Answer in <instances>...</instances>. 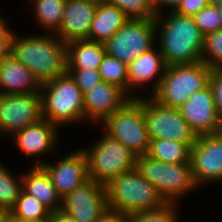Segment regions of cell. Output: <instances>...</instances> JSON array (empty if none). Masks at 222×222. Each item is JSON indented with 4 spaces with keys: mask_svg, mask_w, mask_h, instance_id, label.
I'll return each instance as SVG.
<instances>
[{
    "mask_svg": "<svg viewBox=\"0 0 222 222\" xmlns=\"http://www.w3.org/2000/svg\"><path fill=\"white\" fill-rule=\"evenodd\" d=\"M155 23L156 31L160 33L156 35L160 42L157 49H160L166 66L202 61L204 35L194 17L171 11L166 17L157 15Z\"/></svg>",
    "mask_w": 222,
    "mask_h": 222,
    "instance_id": "obj_1",
    "label": "cell"
},
{
    "mask_svg": "<svg viewBox=\"0 0 222 222\" xmlns=\"http://www.w3.org/2000/svg\"><path fill=\"white\" fill-rule=\"evenodd\" d=\"M11 53L42 84L67 72L66 43L56 34L13 36Z\"/></svg>",
    "mask_w": 222,
    "mask_h": 222,
    "instance_id": "obj_2",
    "label": "cell"
},
{
    "mask_svg": "<svg viewBox=\"0 0 222 222\" xmlns=\"http://www.w3.org/2000/svg\"><path fill=\"white\" fill-rule=\"evenodd\" d=\"M105 189L108 207L127 214L156 210L167 204L137 167L110 180Z\"/></svg>",
    "mask_w": 222,
    "mask_h": 222,
    "instance_id": "obj_3",
    "label": "cell"
},
{
    "mask_svg": "<svg viewBox=\"0 0 222 222\" xmlns=\"http://www.w3.org/2000/svg\"><path fill=\"white\" fill-rule=\"evenodd\" d=\"M42 116L57 125L84 121L83 93L69 73L41 84Z\"/></svg>",
    "mask_w": 222,
    "mask_h": 222,
    "instance_id": "obj_4",
    "label": "cell"
},
{
    "mask_svg": "<svg viewBox=\"0 0 222 222\" xmlns=\"http://www.w3.org/2000/svg\"><path fill=\"white\" fill-rule=\"evenodd\" d=\"M211 70L203 61L166 66L157 90L150 96L164 106L179 108L208 85Z\"/></svg>",
    "mask_w": 222,
    "mask_h": 222,
    "instance_id": "obj_5",
    "label": "cell"
},
{
    "mask_svg": "<svg viewBox=\"0 0 222 222\" xmlns=\"http://www.w3.org/2000/svg\"><path fill=\"white\" fill-rule=\"evenodd\" d=\"M82 151L86 156L89 178L103 185L136 168L137 156L106 132L93 147Z\"/></svg>",
    "mask_w": 222,
    "mask_h": 222,
    "instance_id": "obj_6",
    "label": "cell"
},
{
    "mask_svg": "<svg viewBox=\"0 0 222 222\" xmlns=\"http://www.w3.org/2000/svg\"><path fill=\"white\" fill-rule=\"evenodd\" d=\"M136 167L167 203H176L182 195L198 188L190 163L169 164L145 154L137 157Z\"/></svg>",
    "mask_w": 222,
    "mask_h": 222,
    "instance_id": "obj_7",
    "label": "cell"
},
{
    "mask_svg": "<svg viewBox=\"0 0 222 222\" xmlns=\"http://www.w3.org/2000/svg\"><path fill=\"white\" fill-rule=\"evenodd\" d=\"M102 123L106 125V133L109 136L130 149L137 157L147 154L151 140L142 106L134 98Z\"/></svg>",
    "mask_w": 222,
    "mask_h": 222,
    "instance_id": "obj_8",
    "label": "cell"
},
{
    "mask_svg": "<svg viewBox=\"0 0 222 222\" xmlns=\"http://www.w3.org/2000/svg\"><path fill=\"white\" fill-rule=\"evenodd\" d=\"M148 98L135 97L134 99L142 106L150 140L170 139L192 146L197 136L179 108L164 106L151 96Z\"/></svg>",
    "mask_w": 222,
    "mask_h": 222,
    "instance_id": "obj_9",
    "label": "cell"
},
{
    "mask_svg": "<svg viewBox=\"0 0 222 222\" xmlns=\"http://www.w3.org/2000/svg\"><path fill=\"white\" fill-rule=\"evenodd\" d=\"M156 30L155 19H129L104 43L105 51L129 65L155 47Z\"/></svg>",
    "mask_w": 222,
    "mask_h": 222,
    "instance_id": "obj_10",
    "label": "cell"
},
{
    "mask_svg": "<svg viewBox=\"0 0 222 222\" xmlns=\"http://www.w3.org/2000/svg\"><path fill=\"white\" fill-rule=\"evenodd\" d=\"M41 92L26 94H0V134L23 130L41 120Z\"/></svg>",
    "mask_w": 222,
    "mask_h": 222,
    "instance_id": "obj_11",
    "label": "cell"
},
{
    "mask_svg": "<svg viewBox=\"0 0 222 222\" xmlns=\"http://www.w3.org/2000/svg\"><path fill=\"white\" fill-rule=\"evenodd\" d=\"M107 207L105 185L89 178L62 198L61 210L79 222H97Z\"/></svg>",
    "mask_w": 222,
    "mask_h": 222,
    "instance_id": "obj_12",
    "label": "cell"
},
{
    "mask_svg": "<svg viewBox=\"0 0 222 222\" xmlns=\"http://www.w3.org/2000/svg\"><path fill=\"white\" fill-rule=\"evenodd\" d=\"M191 172L196 186L222 181V140L215 134L197 136L190 151Z\"/></svg>",
    "mask_w": 222,
    "mask_h": 222,
    "instance_id": "obj_13",
    "label": "cell"
},
{
    "mask_svg": "<svg viewBox=\"0 0 222 222\" xmlns=\"http://www.w3.org/2000/svg\"><path fill=\"white\" fill-rule=\"evenodd\" d=\"M36 160L35 166H42L46 170L61 198L89 179L86 156L81 149L65 156L57 164Z\"/></svg>",
    "mask_w": 222,
    "mask_h": 222,
    "instance_id": "obj_14",
    "label": "cell"
},
{
    "mask_svg": "<svg viewBox=\"0 0 222 222\" xmlns=\"http://www.w3.org/2000/svg\"><path fill=\"white\" fill-rule=\"evenodd\" d=\"M127 94L119 86L102 81L83 94L84 119L92 122L104 121L116 110L122 108L130 99L135 98Z\"/></svg>",
    "mask_w": 222,
    "mask_h": 222,
    "instance_id": "obj_15",
    "label": "cell"
},
{
    "mask_svg": "<svg viewBox=\"0 0 222 222\" xmlns=\"http://www.w3.org/2000/svg\"><path fill=\"white\" fill-rule=\"evenodd\" d=\"M179 110L196 136L215 134L219 114L209 84L190 96Z\"/></svg>",
    "mask_w": 222,
    "mask_h": 222,
    "instance_id": "obj_16",
    "label": "cell"
},
{
    "mask_svg": "<svg viewBox=\"0 0 222 222\" xmlns=\"http://www.w3.org/2000/svg\"><path fill=\"white\" fill-rule=\"evenodd\" d=\"M97 5L86 0H66L63 19L56 35L64 42L89 40Z\"/></svg>",
    "mask_w": 222,
    "mask_h": 222,
    "instance_id": "obj_17",
    "label": "cell"
},
{
    "mask_svg": "<svg viewBox=\"0 0 222 222\" xmlns=\"http://www.w3.org/2000/svg\"><path fill=\"white\" fill-rule=\"evenodd\" d=\"M57 125L42 118L34 124L28 125L23 130L16 132L14 141L16 145L24 152L26 156L44 155L47 151H51L57 143ZM31 155V156H30Z\"/></svg>",
    "mask_w": 222,
    "mask_h": 222,
    "instance_id": "obj_18",
    "label": "cell"
},
{
    "mask_svg": "<svg viewBox=\"0 0 222 222\" xmlns=\"http://www.w3.org/2000/svg\"><path fill=\"white\" fill-rule=\"evenodd\" d=\"M41 83L12 53L0 62V94L39 92Z\"/></svg>",
    "mask_w": 222,
    "mask_h": 222,
    "instance_id": "obj_19",
    "label": "cell"
},
{
    "mask_svg": "<svg viewBox=\"0 0 222 222\" xmlns=\"http://www.w3.org/2000/svg\"><path fill=\"white\" fill-rule=\"evenodd\" d=\"M165 69L166 64L160 49L152 48L148 52L142 53L128 65V93L135 90V87L138 88V86L144 85L156 77L151 91L153 94L158 88Z\"/></svg>",
    "mask_w": 222,
    "mask_h": 222,
    "instance_id": "obj_20",
    "label": "cell"
},
{
    "mask_svg": "<svg viewBox=\"0 0 222 222\" xmlns=\"http://www.w3.org/2000/svg\"><path fill=\"white\" fill-rule=\"evenodd\" d=\"M22 190L44 204L51 212L62 207V198L42 166L33 165L26 174H22Z\"/></svg>",
    "mask_w": 222,
    "mask_h": 222,
    "instance_id": "obj_21",
    "label": "cell"
},
{
    "mask_svg": "<svg viewBox=\"0 0 222 222\" xmlns=\"http://www.w3.org/2000/svg\"><path fill=\"white\" fill-rule=\"evenodd\" d=\"M130 18L117 6L108 2L97 5L91 23L89 40L105 43Z\"/></svg>",
    "mask_w": 222,
    "mask_h": 222,
    "instance_id": "obj_22",
    "label": "cell"
},
{
    "mask_svg": "<svg viewBox=\"0 0 222 222\" xmlns=\"http://www.w3.org/2000/svg\"><path fill=\"white\" fill-rule=\"evenodd\" d=\"M105 54L104 43L88 39L66 43L67 68L99 69Z\"/></svg>",
    "mask_w": 222,
    "mask_h": 222,
    "instance_id": "obj_23",
    "label": "cell"
},
{
    "mask_svg": "<svg viewBox=\"0 0 222 222\" xmlns=\"http://www.w3.org/2000/svg\"><path fill=\"white\" fill-rule=\"evenodd\" d=\"M190 151L189 144L170 139H157L150 141L146 155L169 164L190 163Z\"/></svg>",
    "mask_w": 222,
    "mask_h": 222,
    "instance_id": "obj_24",
    "label": "cell"
},
{
    "mask_svg": "<svg viewBox=\"0 0 222 222\" xmlns=\"http://www.w3.org/2000/svg\"><path fill=\"white\" fill-rule=\"evenodd\" d=\"M35 18L40 26L56 34L63 19L66 0H35Z\"/></svg>",
    "mask_w": 222,
    "mask_h": 222,
    "instance_id": "obj_25",
    "label": "cell"
},
{
    "mask_svg": "<svg viewBox=\"0 0 222 222\" xmlns=\"http://www.w3.org/2000/svg\"><path fill=\"white\" fill-rule=\"evenodd\" d=\"M10 212L30 222H47L51 213L44 204L23 190H21L16 204Z\"/></svg>",
    "mask_w": 222,
    "mask_h": 222,
    "instance_id": "obj_26",
    "label": "cell"
},
{
    "mask_svg": "<svg viewBox=\"0 0 222 222\" xmlns=\"http://www.w3.org/2000/svg\"><path fill=\"white\" fill-rule=\"evenodd\" d=\"M98 70L103 81L119 86L128 94V65L106 53Z\"/></svg>",
    "mask_w": 222,
    "mask_h": 222,
    "instance_id": "obj_27",
    "label": "cell"
},
{
    "mask_svg": "<svg viewBox=\"0 0 222 222\" xmlns=\"http://www.w3.org/2000/svg\"><path fill=\"white\" fill-rule=\"evenodd\" d=\"M22 190V175L13 177V173L7 170L0 162V207L10 211L16 204Z\"/></svg>",
    "mask_w": 222,
    "mask_h": 222,
    "instance_id": "obj_28",
    "label": "cell"
},
{
    "mask_svg": "<svg viewBox=\"0 0 222 222\" xmlns=\"http://www.w3.org/2000/svg\"><path fill=\"white\" fill-rule=\"evenodd\" d=\"M202 61L212 70L222 69V29L204 36Z\"/></svg>",
    "mask_w": 222,
    "mask_h": 222,
    "instance_id": "obj_29",
    "label": "cell"
},
{
    "mask_svg": "<svg viewBox=\"0 0 222 222\" xmlns=\"http://www.w3.org/2000/svg\"><path fill=\"white\" fill-rule=\"evenodd\" d=\"M108 3L117 6L130 19H155L151 0H107Z\"/></svg>",
    "mask_w": 222,
    "mask_h": 222,
    "instance_id": "obj_30",
    "label": "cell"
},
{
    "mask_svg": "<svg viewBox=\"0 0 222 222\" xmlns=\"http://www.w3.org/2000/svg\"><path fill=\"white\" fill-rule=\"evenodd\" d=\"M175 204L176 203H167L156 210L130 214V222H178Z\"/></svg>",
    "mask_w": 222,
    "mask_h": 222,
    "instance_id": "obj_31",
    "label": "cell"
},
{
    "mask_svg": "<svg viewBox=\"0 0 222 222\" xmlns=\"http://www.w3.org/2000/svg\"><path fill=\"white\" fill-rule=\"evenodd\" d=\"M193 17L204 36L222 29V19L215 5L204 7Z\"/></svg>",
    "mask_w": 222,
    "mask_h": 222,
    "instance_id": "obj_32",
    "label": "cell"
},
{
    "mask_svg": "<svg viewBox=\"0 0 222 222\" xmlns=\"http://www.w3.org/2000/svg\"><path fill=\"white\" fill-rule=\"evenodd\" d=\"M67 73L74 79L83 94L103 81L98 69L67 68Z\"/></svg>",
    "mask_w": 222,
    "mask_h": 222,
    "instance_id": "obj_33",
    "label": "cell"
},
{
    "mask_svg": "<svg viewBox=\"0 0 222 222\" xmlns=\"http://www.w3.org/2000/svg\"><path fill=\"white\" fill-rule=\"evenodd\" d=\"M213 98L215 102V108L219 115L222 114V69L220 70H211L209 76V82Z\"/></svg>",
    "mask_w": 222,
    "mask_h": 222,
    "instance_id": "obj_34",
    "label": "cell"
},
{
    "mask_svg": "<svg viewBox=\"0 0 222 222\" xmlns=\"http://www.w3.org/2000/svg\"><path fill=\"white\" fill-rule=\"evenodd\" d=\"M209 5L207 0H181L174 12L180 15L194 16Z\"/></svg>",
    "mask_w": 222,
    "mask_h": 222,
    "instance_id": "obj_35",
    "label": "cell"
},
{
    "mask_svg": "<svg viewBox=\"0 0 222 222\" xmlns=\"http://www.w3.org/2000/svg\"><path fill=\"white\" fill-rule=\"evenodd\" d=\"M7 22L0 28V62L11 54L14 32L7 27Z\"/></svg>",
    "mask_w": 222,
    "mask_h": 222,
    "instance_id": "obj_36",
    "label": "cell"
},
{
    "mask_svg": "<svg viewBox=\"0 0 222 222\" xmlns=\"http://www.w3.org/2000/svg\"><path fill=\"white\" fill-rule=\"evenodd\" d=\"M97 222H130V214L107 207Z\"/></svg>",
    "mask_w": 222,
    "mask_h": 222,
    "instance_id": "obj_37",
    "label": "cell"
},
{
    "mask_svg": "<svg viewBox=\"0 0 222 222\" xmlns=\"http://www.w3.org/2000/svg\"><path fill=\"white\" fill-rule=\"evenodd\" d=\"M181 0H151L154 12L156 15H163L162 6L170 8L172 11H174L177 6L180 4ZM162 10V11H161Z\"/></svg>",
    "mask_w": 222,
    "mask_h": 222,
    "instance_id": "obj_38",
    "label": "cell"
},
{
    "mask_svg": "<svg viewBox=\"0 0 222 222\" xmlns=\"http://www.w3.org/2000/svg\"><path fill=\"white\" fill-rule=\"evenodd\" d=\"M47 222H79L74 217L63 212L61 209L50 213Z\"/></svg>",
    "mask_w": 222,
    "mask_h": 222,
    "instance_id": "obj_39",
    "label": "cell"
},
{
    "mask_svg": "<svg viewBox=\"0 0 222 222\" xmlns=\"http://www.w3.org/2000/svg\"><path fill=\"white\" fill-rule=\"evenodd\" d=\"M8 222H30V221L19 218L15 216L13 213H11L10 211H8Z\"/></svg>",
    "mask_w": 222,
    "mask_h": 222,
    "instance_id": "obj_40",
    "label": "cell"
},
{
    "mask_svg": "<svg viewBox=\"0 0 222 222\" xmlns=\"http://www.w3.org/2000/svg\"><path fill=\"white\" fill-rule=\"evenodd\" d=\"M215 135L222 140V114L219 115L217 130L215 132Z\"/></svg>",
    "mask_w": 222,
    "mask_h": 222,
    "instance_id": "obj_41",
    "label": "cell"
},
{
    "mask_svg": "<svg viewBox=\"0 0 222 222\" xmlns=\"http://www.w3.org/2000/svg\"><path fill=\"white\" fill-rule=\"evenodd\" d=\"M86 1L92 2V3L96 4V5H99L101 3L107 2V0H86Z\"/></svg>",
    "mask_w": 222,
    "mask_h": 222,
    "instance_id": "obj_42",
    "label": "cell"
},
{
    "mask_svg": "<svg viewBox=\"0 0 222 222\" xmlns=\"http://www.w3.org/2000/svg\"><path fill=\"white\" fill-rule=\"evenodd\" d=\"M222 19V2L215 5Z\"/></svg>",
    "mask_w": 222,
    "mask_h": 222,
    "instance_id": "obj_43",
    "label": "cell"
},
{
    "mask_svg": "<svg viewBox=\"0 0 222 222\" xmlns=\"http://www.w3.org/2000/svg\"><path fill=\"white\" fill-rule=\"evenodd\" d=\"M207 1H208L209 5H216V4L222 2V0H207Z\"/></svg>",
    "mask_w": 222,
    "mask_h": 222,
    "instance_id": "obj_44",
    "label": "cell"
},
{
    "mask_svg": "<svg viewBox=\"0 0 222 222\" xmlns=\"http://www.w3.org/2000/svg\"><path fill=\"white\" fill-rule=\"evenodd\" d=\"M0 222H8V211L6 212L5 216L0 219Z\"/></svg>",
    "mask_w": 222,
    "mask_h": 222,
    "instance_id": "obj_45",
    "label": "cell"
},
{
    "mask_svg": "<svg viewBox=\"0 0 222 222\" xmlns=\"http://www.w3.org/2000/svg\"><path fill=\"white\" fill-rule=\"evenodd\" d=\"M6 210L0 207V219L5 216Z\"/></svg>",
    "mask_w": 222,
    "mask_h": 222,
    "instance_id": "obj_46",
    "label": "cell"
},
{
    "mask_svg": "<svg viewBox=\"0 0 222 222\" xmlns=\"http://www.w3.org/2000/svg\"><path fill=\"white\" fill-rule=\"evenodd\" d=\"M7 21L0 15V28L6 23Z\"/></svg>",
    "mask_w": 222,
    "mask_h": 222,
    "instance_id": "obj_47",
    "label": "cell"
}]
</instances>
